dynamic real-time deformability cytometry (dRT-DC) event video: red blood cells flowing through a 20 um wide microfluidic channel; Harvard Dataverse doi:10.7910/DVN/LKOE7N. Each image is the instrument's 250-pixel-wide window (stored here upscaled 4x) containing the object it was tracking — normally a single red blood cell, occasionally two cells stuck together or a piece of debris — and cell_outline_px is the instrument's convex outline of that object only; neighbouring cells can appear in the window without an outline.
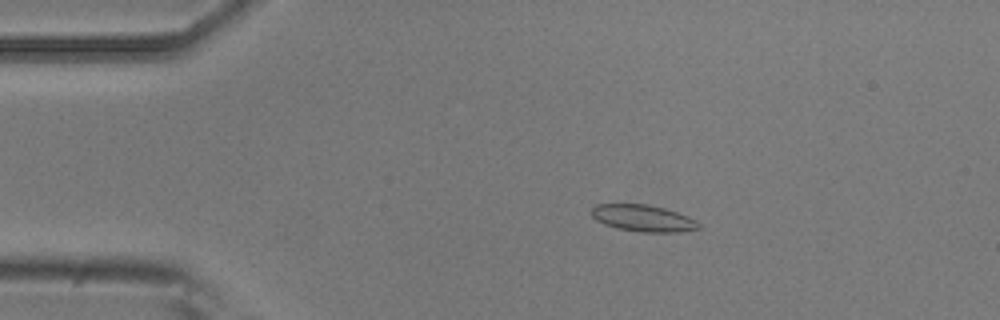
{"species": "common noctule bat (a hibernating species)", "species_latin": "Nyctalus noctula", "temperature_condition": "room temperature", "stored_images_in_passage": 52, "camera_frame_rate_fps": 3000, "um_per_image_px": 0.085, "animal": {"sex": "male", "body_mass_g": 20.5, "forearm_length_mm": 52.5}, "frame": {"image": 1, "passage_image": 10, "time_ms": 3.0, "image_size_px": [1000, 320], "cell_outline_px": [[700, 228], [680, 232], [640, 232], [616, 228], [604, 224], [596, 220], [592, 216], [592, 208], [596, 204], [644, 204], [664, 208], [688, 216], [696, 220], [700, 224]], "centroid_in_image_um": [54.66, 18.55], "position_along_channel_um": 30.3, "area_um2": 16.65}}
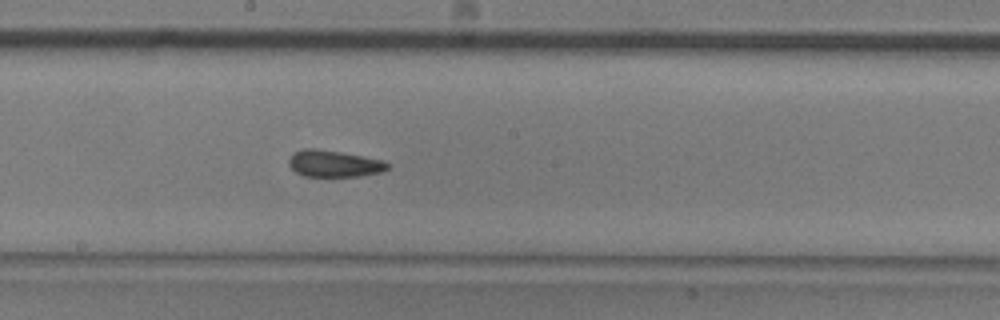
{"frame": {"image": 2, "passage_image": 28, "time_ms": 9.0, "image_size_px": [1000, 320], "cell_outline_px": [[392, 164], [388, 168], [380, 172], [360, 176], [304, 176], [296, 172], [288, 164], [288, 160], [292, 152], [304, 148], [316, 148], [364, 156], [384, 160]], "centroid_in_image_um": [28.39, 13.89], "position_along_channel_um": 219.8, "area_um2": 15.49}}
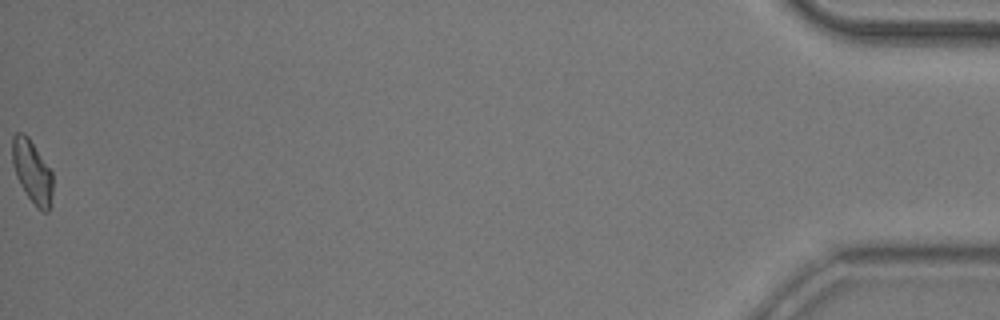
{"frame": {"image": 3, "passage_image": 52, "time_ms": 17.0, "image_size_px": [1000, 320], "cell_outline_px": [[52, 204], [48, 212], [44, 212], [36, 208], [20, 184], [16, 176], [12, 164], [12, 136], [16, 132], [24, 132], [28, 136], [52, 172]], "centroid_in_image_um": [2.73, 14.59], "position_along_channel_um": 432.5, "area_um2": 14.97}, "authors_computed_cell_mechanics": {"area_um2": 15.6927, "velocity_mm_per_s": 3.9378, "shape_relaxation_time_tau1_ms": 7.1005, "shape_relaxation_time_tau2_ms": 1.8291, "deformation_change_tau1": 0.1301, "deformation_change_tau2": 0.0625}}